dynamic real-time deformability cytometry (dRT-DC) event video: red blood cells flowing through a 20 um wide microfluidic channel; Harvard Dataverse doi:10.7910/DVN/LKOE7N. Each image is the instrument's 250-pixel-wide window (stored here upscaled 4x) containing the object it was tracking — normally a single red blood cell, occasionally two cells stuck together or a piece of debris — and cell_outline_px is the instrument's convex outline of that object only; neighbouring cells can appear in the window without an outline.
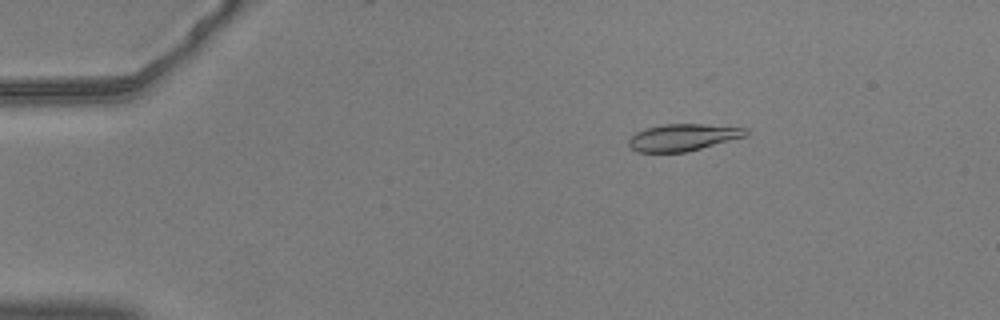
{"species": "common noctule bat (a hibernating species)", "species_latin": "Nyctalus noctula", "temperature_condition": "warm", "stored_images_in_passage": 49, "camera_frame_rate_fps": 3000, "um_per_image_px": 0.085, "animal": {"sex": "male", "body_mass_g": 20.5, "forearm_length_mm": 52.5}, "frame": {"image": 1, "passage_image": 2, "time_ms": 0.333, "image_size_px": [1000, 320], "cell_outline_px": [[748, 132], [744, 136], [700, 148], [684, 152], [636, 152], [628, 144], [628, 140], [636, 132], [644, 128], [664, 124], [704, 124], [748, 128]], "centroid_in_image_um": [58.0, 11.66], "position_along_channel_um": 27.0, "area_um2": 18.15}}
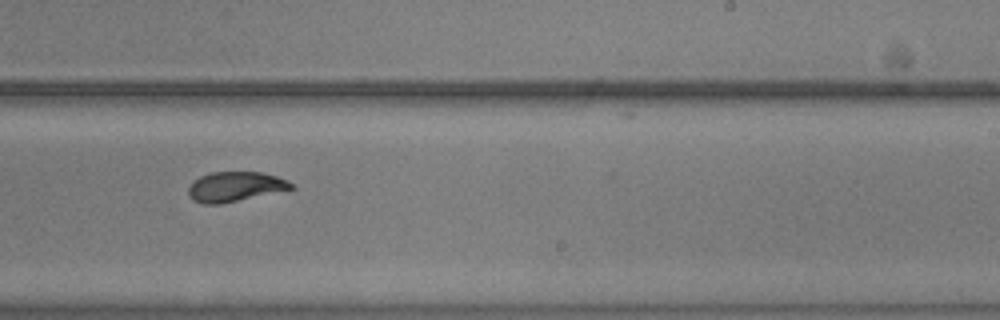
{"frame": {"image": 2, "passage_image": 28, "time_ms": 9.0, "image_size_px": [1000, 320], "cell_outline_px": [[296, 188], [220, 204], [204, 204], [192, 200], [188, 196], [188, 188], [192, 180], [200, 176], [212, 172], [260, 172], [276, 176], [288, 180]], "centroid_in_image_um": [19.95, 15.86], "position_along_channel_um": 269.1, "area_um2": 17.92}}
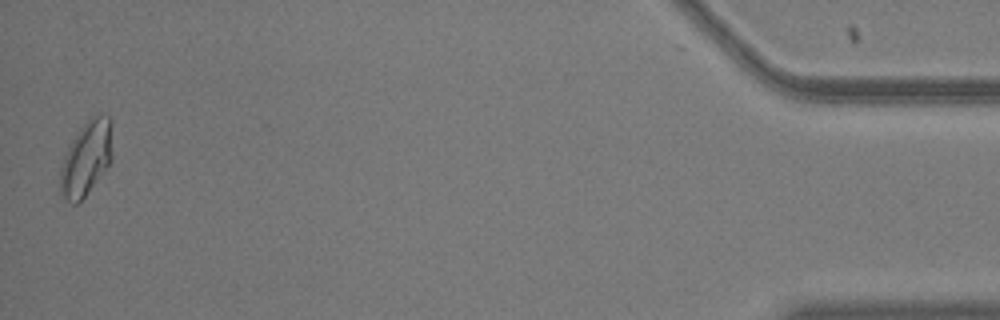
{"frame": {"image": 3, "passage_image": 48, "time_ms": 15.667, "image_size_px": [1000, 320], "cell_outline_px": [[112, 160], [84, 196], [76, 204], [72, 204], [64, 200], [60, 196], [60, 168], [68, 144], [80, 128], [96, 112], [100, 112], [108, 116], [112, 120]], "centroid_in_image_um": [7.33, 13.41], "position_along_channel_um": 427.9, "area_um2": 22.95}, "authors_computed_cell_mechanics": {"area_um2": 18.6116, "velocity_mm_per_s": 3.6522, "shape_relaxation_time_tau1_ms": 3.0768, "shape_relaxation_time_tau2_ms": 1.0758, "deformation_change_tau1": 0.1402, "deformation_change_tau2": 0.0509}}